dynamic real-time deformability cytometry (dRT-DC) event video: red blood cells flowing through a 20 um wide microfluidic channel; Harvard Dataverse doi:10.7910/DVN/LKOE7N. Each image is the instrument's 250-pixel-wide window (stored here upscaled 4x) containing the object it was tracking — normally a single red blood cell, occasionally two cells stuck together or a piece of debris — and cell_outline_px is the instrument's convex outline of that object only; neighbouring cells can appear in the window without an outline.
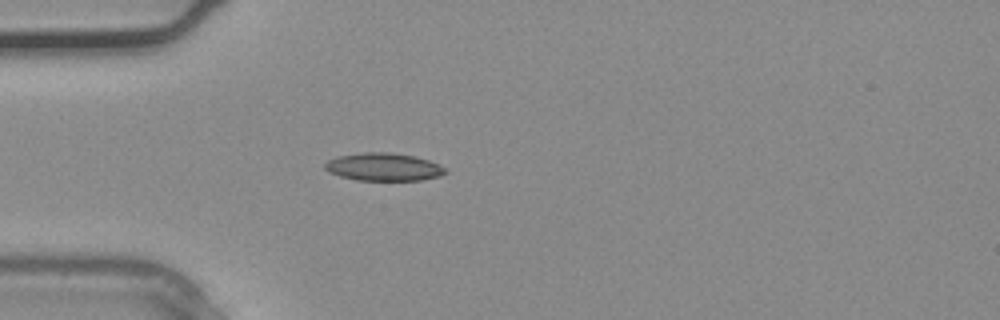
{"species": "common noctule bat (a hibernating species)", "species_latin": "Nyctalus noctula", "temperature_condition": "warm", "stored_images_in_passage": 3, "camera_frame_rate_fps": 3000, "um_per_image_px": 0.085, "animal": {"sex": "male", "body_mass_g": 20.4}, "frame": {"image": 1, "passage_image": 3, "time_ms": 0.667, "image_size_px": [1000, 320], "cell_outline_px": [[448, 172], [440, 176], [420, 180], [356, 180], [340, 176], [328, 172], [324, 168], [324, 164], [328, 160], [336, 156], [364, 152], [392, 152], [412, 156], [428, 160], [444, 168]], "centroid_in_image_um": [32.55, 14.19], "position_along_channel_um": 52.4, "area_um2": 19.48}}